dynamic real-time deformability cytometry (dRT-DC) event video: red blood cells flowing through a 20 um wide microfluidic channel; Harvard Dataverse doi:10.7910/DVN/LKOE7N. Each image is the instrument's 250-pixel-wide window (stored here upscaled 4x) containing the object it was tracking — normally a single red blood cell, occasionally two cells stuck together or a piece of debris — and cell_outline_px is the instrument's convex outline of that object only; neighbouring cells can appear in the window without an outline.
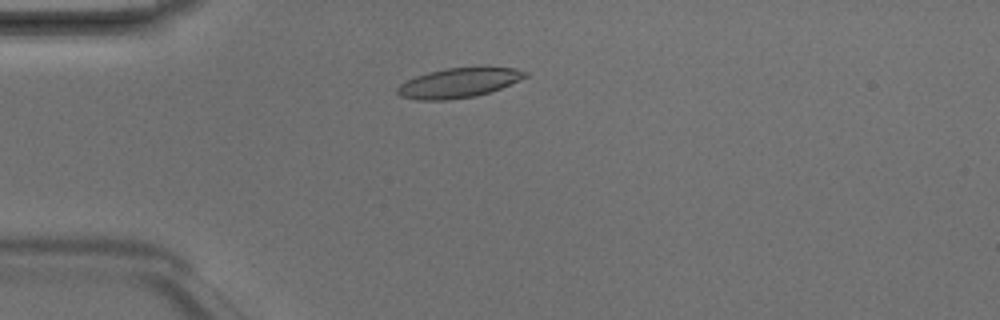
{"species": "Egyptian fruit bat (a non-hibernating species)", "species_latin": "Rousettus aegyptiacus", "temperature_condition": "room temperature", "stored_images_in_passage": 3, "camera_frame_rate_fps": 3000, "um_per_image_px": 0.085, "animal": {"sex": "male"}, "frame": {"image": 1, "passage_image": 3, "time_ms": 0.667, "image_size_px": [1000, 320], "cell_outline_px": [[528, 76], [520, 80], [500, 88], [476, 96], [448, 100], [416, 100], [400, 96], [396, 92], [396, 88], [400, 84], [416, 76], [428, 72], [448, 68], [480, 64], [516, 68], [528, 72]], "centroid_in_image_um": [39.04, 7.0], "position_along_channel_um": 46.0, "area_um2": 22.83}}